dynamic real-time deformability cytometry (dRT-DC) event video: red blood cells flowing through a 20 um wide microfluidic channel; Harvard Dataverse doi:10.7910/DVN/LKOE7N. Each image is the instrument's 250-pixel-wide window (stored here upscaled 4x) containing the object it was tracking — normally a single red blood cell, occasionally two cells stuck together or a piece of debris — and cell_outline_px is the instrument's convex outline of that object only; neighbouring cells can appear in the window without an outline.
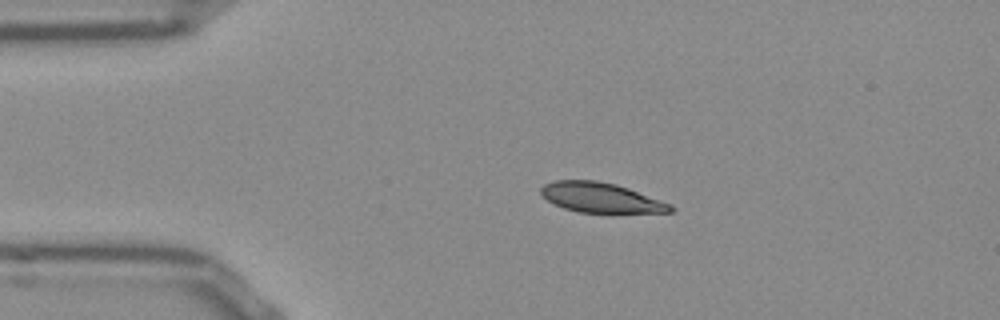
{"species": "Egyptian fruit bat (a non-hibernating species)", "species_latin": "Rousettus aegyptiacus", "temperature_condition": "room temperature", "stored_images_in_passage": 43, "camera_frame_rate_fps": 3000, "um_per_image_px": 0.085, "frame": {"image": 1, "passage_image": 1, "time_ms": 0.0, "image_size_px": [1000, 320], "cell_outline_px": [[676, 208], [672, 212], [580, 212], [564, 208], [548, 200], [540, 192], [540, 188], [544, 184], [556, 180], [596, 180], [616, 184], [628, 188], [672, 204]], "centroid_in_image_um": [51.09, 16.79], "position_along_channel_um": 33.9, "area_um2": 22.31}}
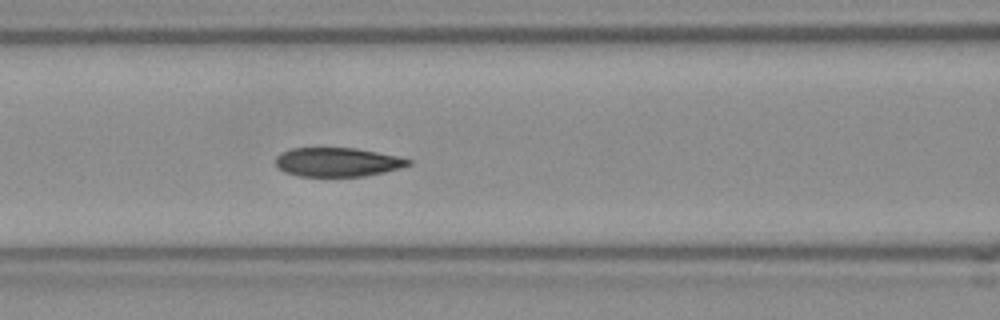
{"frame": {"image": 2, "passage_image": 12, "time_ms": 3.667, "image_size_px": [1000, 320], "cell_outline_px": [[412, 164], [400, 168], [384, 172], [364, 176], [296, 176], [284, 172], [276, 164], [276, 156], [280, 152], [292, 148], [356, 148], [396, 156], [412, 160]], "centroid_in_image_um": [28.67, 13.78], "position_along_channel_um": 137.9, "area_um2": 22.37}}
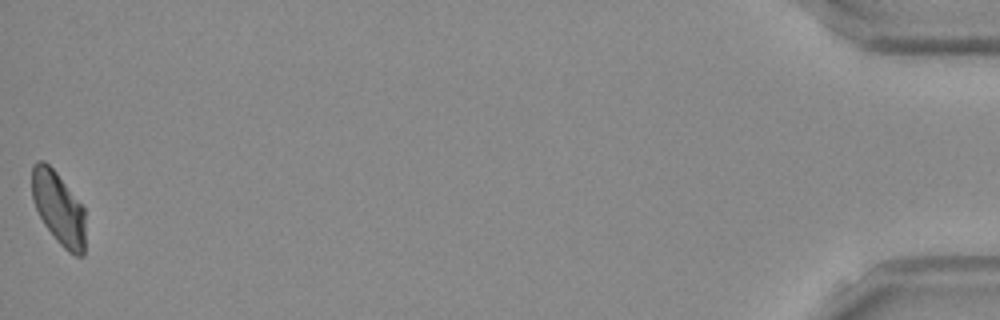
{"frame": {"image": 3, "passage_image": 43, "time_ms": 14.0, "image_size_px": [1000, 320], "cell_outline_px": [[84, 256], [76, 256], [68, 252], [56, 240], [44, 224], [32, 200], [32, 164], [36, 160], [44, 160], [56, 172], [84, 208]], "centroid_in_image_um": [4.96, 17.69], "position_along_channel_um": 430.2, "area_um2": 22.54}, "authors_computed_cell_mechanics": {"area_um2": 23.409, "velocity_mm_per_s": 3.8205, "shape_relaxation_time_tau1_ms": 6.5974, "shape_relaxation_time_tau2_ms": 1.8881, "deformation_change_tau1": 0.1564, "deformation_change_tau2": 0.0564}}